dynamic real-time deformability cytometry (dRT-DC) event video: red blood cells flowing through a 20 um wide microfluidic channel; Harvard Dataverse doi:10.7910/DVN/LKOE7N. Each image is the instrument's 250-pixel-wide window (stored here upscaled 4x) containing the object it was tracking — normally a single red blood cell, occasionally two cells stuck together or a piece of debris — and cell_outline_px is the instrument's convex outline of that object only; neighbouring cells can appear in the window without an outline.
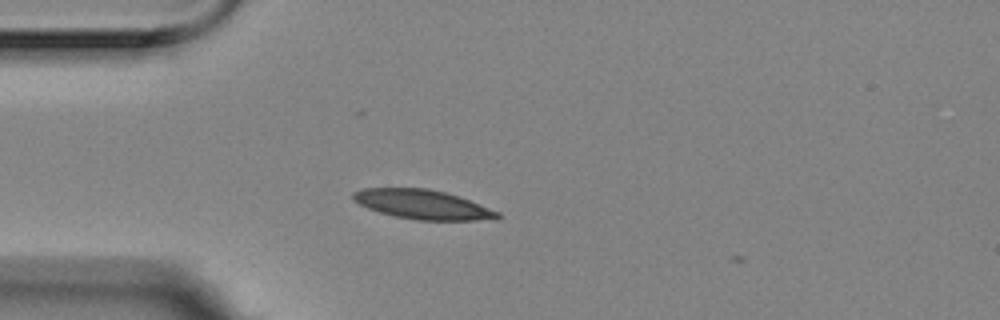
{"species": "Egyptian fruit bat (a non-hibernating species)", "species_latin": "Rousettus aegyptiacus", "temperature_condition": "room temperature", "stored_images_in_passage": 2, "camera_frame_rate_fps": 3000, "um_per_image_px": 0.085, "animal": {"sex": "female"}, "frame": {"image": 1, "passage_image": 1, "time_ms": 0.0, "image_size_px": [1000, 320], "cell_outline_px": [[500, 216], [496, 220], [416, 220], [396, 216], [380, 212], [368, 208], [352, 200], [352, 192], [360, 188], [428, 188], [444, 192], [468, 200], [500, 212]], "centroid_in_image_um": [35.9, 17.38], "position_along_channel_um": 49.1, "area_um2": 24.57}}